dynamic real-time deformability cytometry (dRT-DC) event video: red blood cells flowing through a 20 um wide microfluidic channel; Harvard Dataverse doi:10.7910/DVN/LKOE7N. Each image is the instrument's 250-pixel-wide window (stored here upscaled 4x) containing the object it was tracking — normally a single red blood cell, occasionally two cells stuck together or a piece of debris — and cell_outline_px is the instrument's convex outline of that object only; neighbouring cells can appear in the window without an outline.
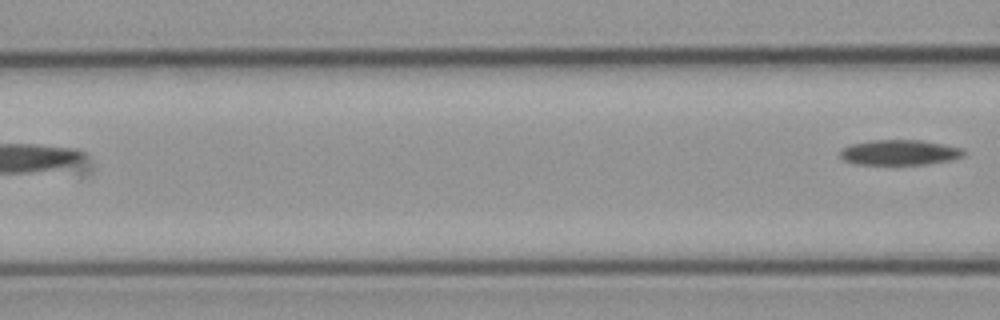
{"species": "common noctule bat (a hibernating species)", "species_latin": "Nyctalus noctula", "temperature_condition": "cold", "stored_images_in_passage": 7, "camera_frame_rate_fps": 3000, "um_per_image_px": 0.085, "animal": {"sex": "male", "body_mass_g": 23.1, "forearm_length_mm": 52.7}, "frame": {"image": 1, "passage_image": 7, "time_ms": 7.333, "image_size_px": [1000, 320], "cell_outline_px": [[968, 152], [964, 156], [952, 160], [928, 164], [856, 164], [844, 160], [840, 156], [840, 148], [852, 144], [872, 140], [920, 140], [944, 144], [964, 148]], "centroid_in_image_um": [76.52, 12.95], "position_along_channel_um": 90.1, "area_um2": 18.38}}